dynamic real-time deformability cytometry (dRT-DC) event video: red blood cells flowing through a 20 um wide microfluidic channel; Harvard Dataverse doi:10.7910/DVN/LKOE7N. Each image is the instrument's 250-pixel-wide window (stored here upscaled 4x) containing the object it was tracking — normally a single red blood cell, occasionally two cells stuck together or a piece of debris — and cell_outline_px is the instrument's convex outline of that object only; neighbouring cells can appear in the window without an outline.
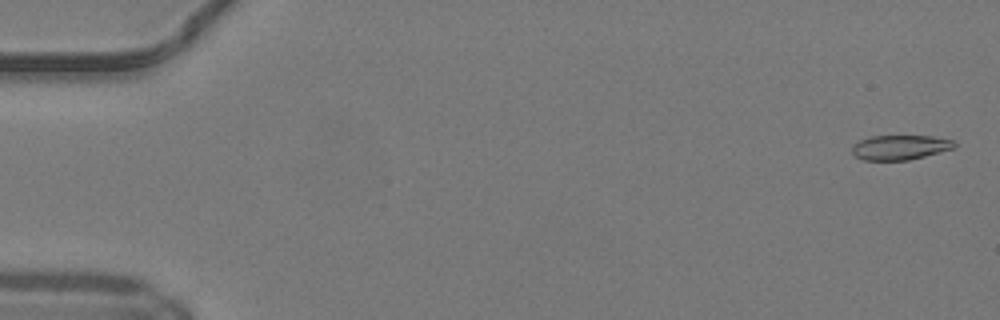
{"species": "common noctule bat (a hibernating species)", "species_latin": "Nyctalus noctula", "temperature_condition": "warm", "stored_images_in_passage": 50, "camera_frame_rate_fps": 3000, "um_per_image_px": 0.085, "animal": {"sex": "male", "body_mass_g": 19.2, "forearm_length_mm": 51.8}, "frame": {"image": 1, "passage_image": 2, "time_ms": 0.333, "image_size_px": [1000, 320], "cell_outline_px": [[956, 144], [952, 148], [924, 156], [908, 160], [864, 160], [856, 156], [852, 152], [852, 144], [860, 140], [872, 136], [932, 136], [952, 140]], "centroid_in_image_um": [76.46, 12.52], "position_along_channel_um": 8.5, "area_um2": 14.51}}
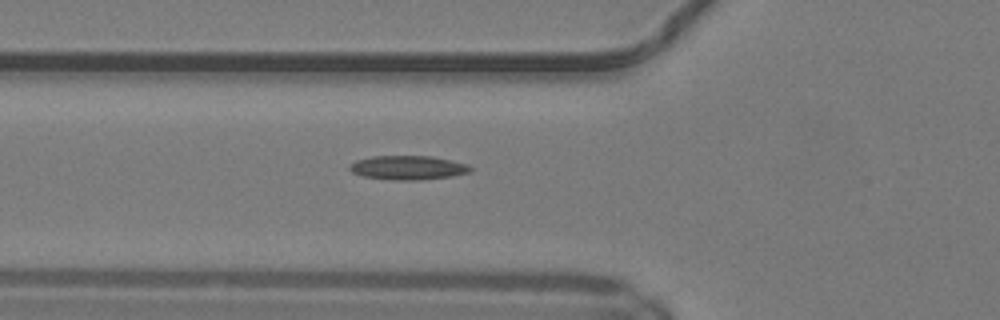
{"frame": {"image": 2, "passage_image": 19, "time_ms": 6.0, "image_size_px": [1000, 320], "cell_outline_px": [[472, 172], [452, 176], [420, 180], [392, 180], [364, 176], [352, 172], [348, 168], [356, 160], [372, 156], [432, 156], [468, 164], [472, 168]], "centroid_in_image_um": [34.71, 14.25], "position_along_channel_um": 91.1, "area_um2": 16.94}}
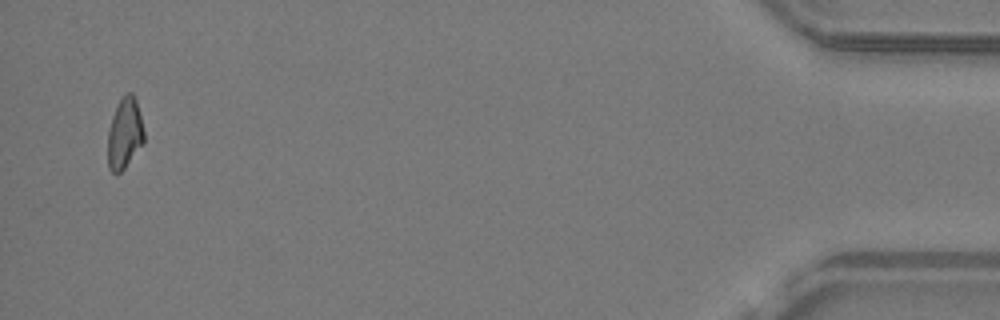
{"frame": {"image": 3, "passage_image": 49, "time_ms": 16.0, "image_size_px": [1000, 320], "cell_outline_px": [[144, 144], [124, 168], [120, 172], [112, 172], [108, 168], [108, 132], [112, 116], [116, 104], [124, 92], [132, 92], [136, 100], [140, 112], [144, 132]], "centroid_in_image_um": [10.6, 11.3], "position_along_channel_um": 424.6, "area_um2": 15.2}, "authors_computed_cell_mechanics": {"area_um2": 15.5771, "velocity_mm_per_s": 4.1964, "shape_relaxation_time_tau1_ms": null, "shape_relaxation_time_tau2_ms": 7.4585, "deformation_change_tau1": null, "deformation_change_tau2": 0.1769}}